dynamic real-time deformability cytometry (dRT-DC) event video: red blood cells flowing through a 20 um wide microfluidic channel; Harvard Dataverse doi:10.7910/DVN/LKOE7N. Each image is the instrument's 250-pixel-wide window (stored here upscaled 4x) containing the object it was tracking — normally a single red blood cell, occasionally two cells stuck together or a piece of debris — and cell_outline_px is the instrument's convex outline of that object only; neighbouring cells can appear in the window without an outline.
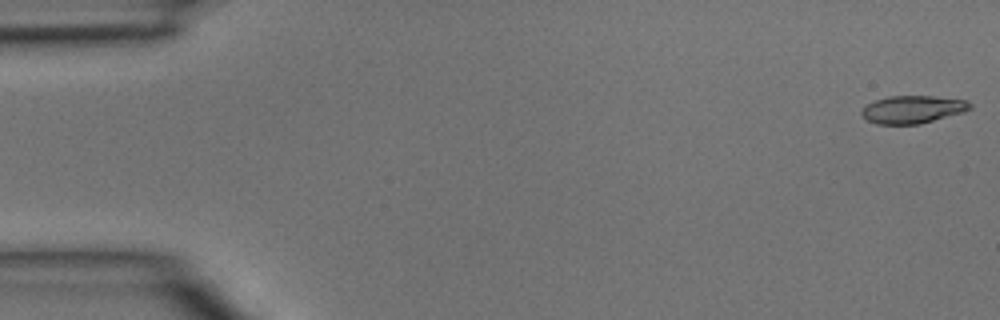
{"species": "common noctule bat (a hibernating species)", "species_latin": "Nyctalus noctula", "temperature_condition": "room temperature", "stored_images_in_passage": 5, "camera_frame_rate_fps": 3000, "um_per_image_px": 0.085, "animal": {"sex": "male", "body_mass_g": 15.6}, "frame": {"image": 1, "passage_image": 1, "time_ms": 0.0, "image_size_px": [1000, 320], "cell_outline_px": [[972, 108], [964, 112], [920, 124], [876, 124], [868, 120], [860, 112], [868, 104], [876, 100], [888, 96], [932, 96], [968, 100], [972, 104]], "centroid_in_image_um": [77.62, 9.3], "position_along_channel_um": 7.4, "area_um2": 17.46}}
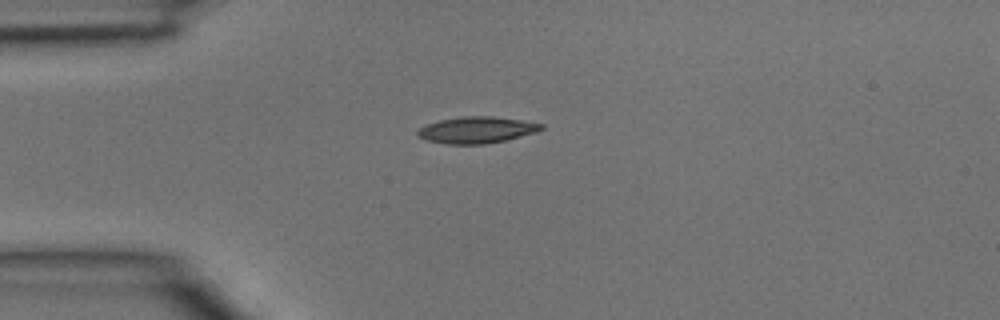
{"frame": {"image": 2, "passage_image": 4, "time_ms": 1.0, "image_size_px": [1000, 320], "cell_outline_px": [[544, 128], [536, 132], [504, 140], [484, 144], [448, 144], [424, 140], [416, 136], [416, 132], [420, 128], [428, 124], [440, 120], [460, 116], [492, 116], [520, 120], [544, 124]], "centroid_in_image_um": [40.48, 11.04], "position_along_channel_um": 44.5, "area_um2": 19.02}}